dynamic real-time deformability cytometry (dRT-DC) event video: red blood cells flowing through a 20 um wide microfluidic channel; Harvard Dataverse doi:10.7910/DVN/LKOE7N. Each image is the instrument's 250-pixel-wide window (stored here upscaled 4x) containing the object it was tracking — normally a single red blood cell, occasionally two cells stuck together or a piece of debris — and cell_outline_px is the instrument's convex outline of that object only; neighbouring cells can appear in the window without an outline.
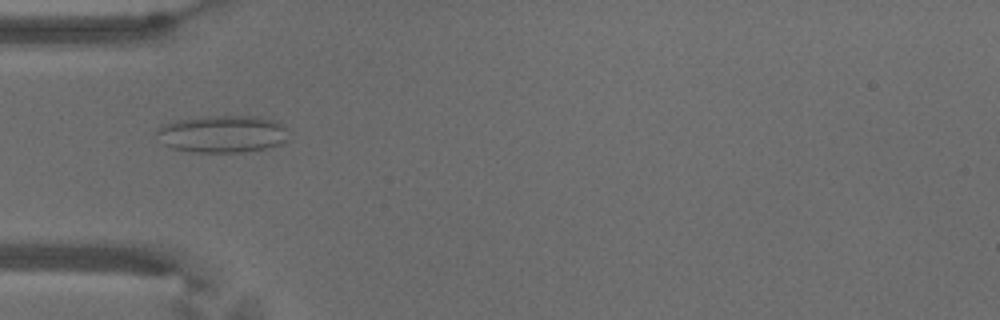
{"species": "common noctule bat (a hibernating species)", "species_latin": "Nyctalus noctula", "temperature_condition": "warm", "stored_images_in_passage": 55, "camera_frame_rate_fps": 3000, "um_per_image_px": 0.085, "animal": {"sex": "male", "body_mass_g": 18.8}, "frame": {"image": 1, "passage_image": 17, "time_ms": 5.333, "image_size_px": [1000, 320], "cell_outline_px": [[288, 140], [280, 144], [264, 148], [244, 152], [192, 152], [172, 148], [164, 144], [156, 132], [156, 128], [160, 124], [176, 120], [208, 116], [260, 116], [272, 120], [280, 124], [284, 128]], "centroid_in_image_um": [18.86, 11.38], "position_along_channel_um": 66.1, "area_um2": 28.55}}
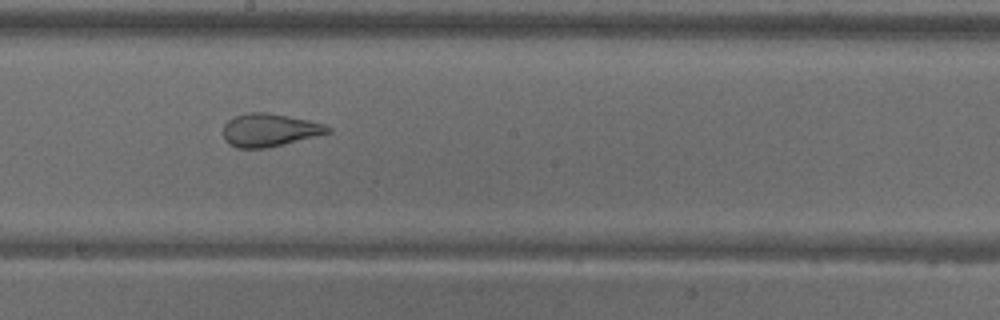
{"frame": {"image": 2, "passage_image": 30, "time_ms": 9.667, "image_size_px": [1000, 320], "cell_outline_px": [[332, 132], [264, 148], [236, 148], [228, 144], [224, 140], [224, 124], [228, 120], [236, 116], [248, 112], [268, 112], [308, 120], [324, 124], [332, 128]], "centroid_in_image_um": [22.88, 11.05], "position_along_channel_um": 225.3, "area_um2": 19.94}}
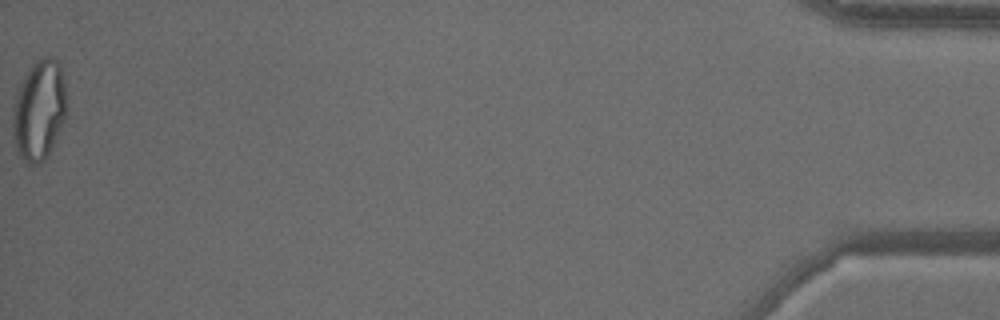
{"frame": {"image": 3, "passage_image": 55, "time_ms": 18.0, "image_size_px": [1000, 320], "cell_outline_px": [[68, 108], [64, 120], [44, 160], [40, 164], [24, 164], [16, 152], [12, 128], [12, 112], [16, 96], [20, 84], [24, 76], [36, 60], [44, 56], [52, 56], [60, 60], [68, 96]], "centroid_in_image_um": [3.34, 9.33], "position_along_channel_um": 431.9, "area_um2": 32.08}, "authors_computed_cell_mechanics": {"area_um2": 26.877, "velocity_mm_per_s": 3.6553, "shape_relaxation_time_tau1_ms": null, "shape_relaxation_time_tau2_ms": 1.0148, "deformation_change_tau1": null, "deformation_change_tau2": 0.0806}}